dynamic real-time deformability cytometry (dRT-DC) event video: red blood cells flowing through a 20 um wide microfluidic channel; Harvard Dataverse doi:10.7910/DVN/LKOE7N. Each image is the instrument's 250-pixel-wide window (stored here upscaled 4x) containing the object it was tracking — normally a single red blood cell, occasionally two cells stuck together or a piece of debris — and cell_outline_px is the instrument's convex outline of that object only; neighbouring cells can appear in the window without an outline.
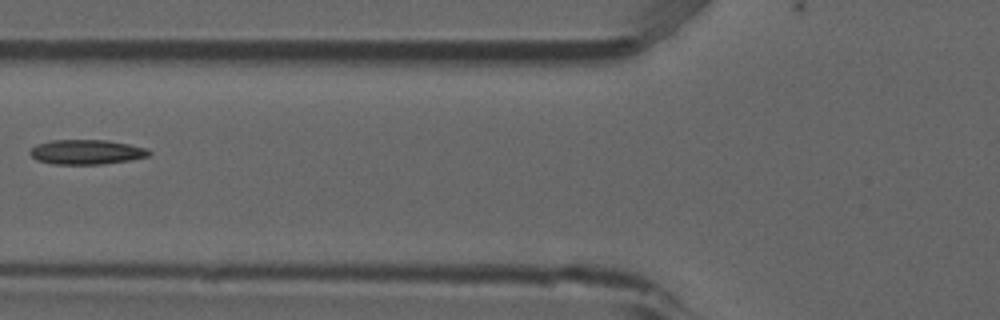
{"species": "common noctule bat (a hibernating species)", "species_latin": "Nyctalus noctula", "temperature_condition": "room temperature", "stored_images_in_passage": 7, "camera_frame_rate_fps": 3000, "um_per_image_px": 0.085, "animal": {"sex": "male", "forearm_length_mm": 52.5}, "frame": {"image": 1, "passage_image": 6, "time_ms": 1.667, "image_size_px": [1000, 320], "cell_outline_px": [[152, 152], [148, 156], [128, 160], [100, 164], [52, 164], [36, 160], [28, 152], [36, 144], [48, 140], [108, 140], [148, 148]], "centroid_in_image_um": [7.32, 12.91], "position_along_channel_um": 118.5, "area_um2": 17.17}}
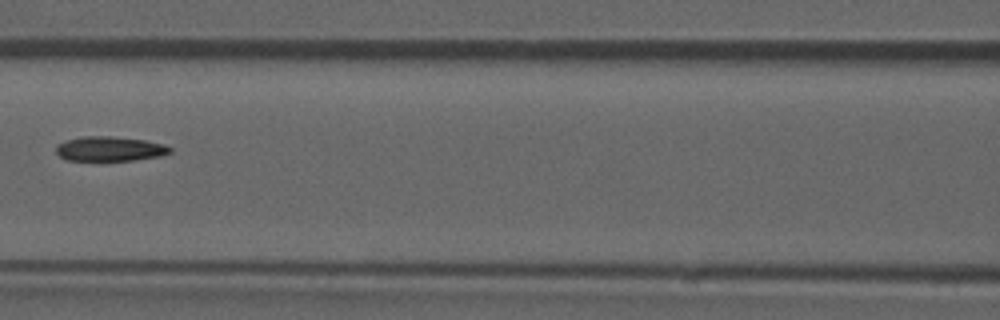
{"frame": {"image": 2, "passage_image": 7, "time_ms": 2.0, "image_size_px": [1000, 320], "cell_outline_px": [[172, 152], [160, 156], [132, 160], [68, 160], [60, 156], [56, 152], [56, 144], [68, 140], [84, 136], [112, 136], [144, 140], [164, 144], [172, 148]], "centroid_in_image_um": [9.35, 12.64], "position_along_channel_um": 157.3, "area_um2": 16.24}}